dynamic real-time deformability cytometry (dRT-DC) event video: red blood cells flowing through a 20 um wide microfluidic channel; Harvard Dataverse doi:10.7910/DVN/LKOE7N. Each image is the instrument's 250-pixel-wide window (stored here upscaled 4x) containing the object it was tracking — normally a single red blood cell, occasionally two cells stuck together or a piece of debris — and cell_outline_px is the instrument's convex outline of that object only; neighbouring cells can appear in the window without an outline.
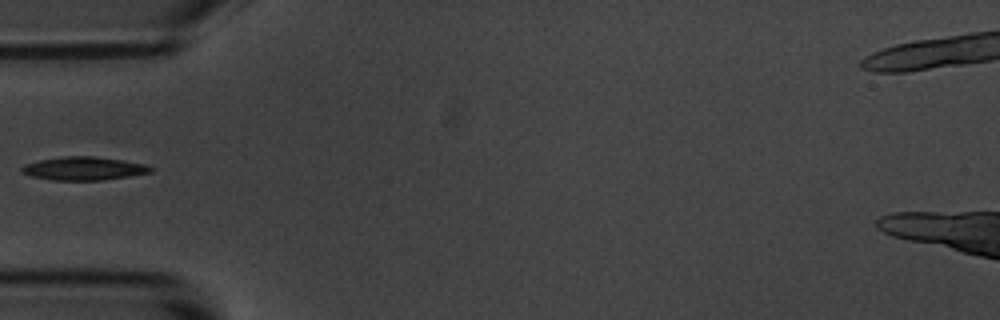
{"species": "common noctule bat (a hibernating species)", "species_latin": "Nyctalus noctula", "temperature_condition": "room temperature", "stored_images_in_passage": 9, "camera_frame_rate_fps": 3000, "um_per_image_px": 0.085, "animal": {"sex": "male", "body_mass_g": 20.1, "forearm_length_mm": 53.5}, "frame": {"image": 1, "passage_image": 4, "time_ms": 3.667, "image_size_px": [1000, 320], "cell_outline_px": [[152, 172], [128, 176], [100, 180], [56, 180], [32, 176], [20, 172], [20, 168], [24, 164], [40, 160], [64, 156], [92, 156], [124, 160], [144, 164], [152, 168]], "centroid_in_image_um": [7.09, 14.31], "position_along_channel_um": 77.9, "area_um2": 17.34}}
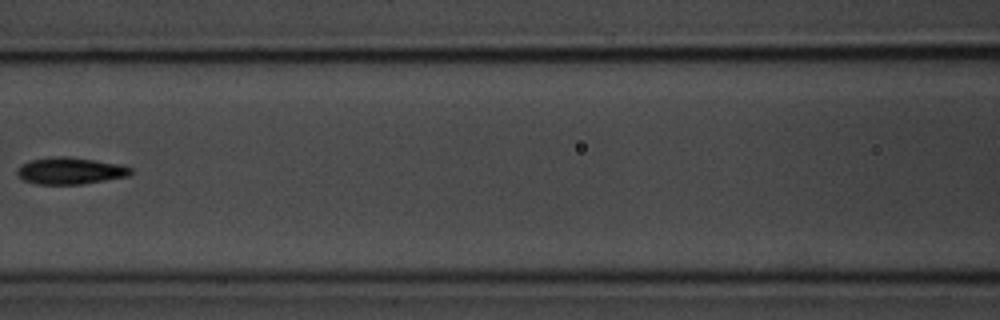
{"frame": {"image": 2, "passage_image": 6, "time_ms": 6.0, "image_size_px": [1000, 320], "cell_outline_px": [[132, 172], [128, 176], [80, 184], [36, 184], [24, 180], [16, 172], [20, 164], [32, 160], [52, 156], [68, 156], [96, 160], [120, 164], [132, 168]], "centroid_in_image_um": [5.96, 14.5], "position_along_channel_um": 160.6, "area_um2": 17.69}}
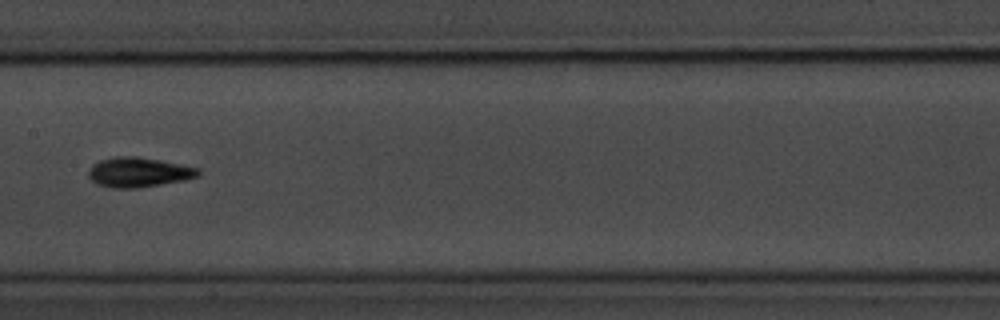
{"frame": {"image": 3, "passage_image": 7, "time_ms": 7.0, "image_size_px": [1000, 320], "cell_outline_px": [[200, 176], [184, 180], [136, 188], [112, 188], [96, 184], [88, 176], [88, 172], [92, 164], [100, 160], [112, 156], [136, 156], [160, 160], [200, 168]], "centroid_in_image_um": [11.77, 14.63], "position_along_channel_um": 195.6, "area_um2": 19.13}}